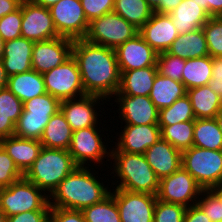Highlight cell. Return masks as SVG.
<instances>
[{
	"label": "cell",
	"mask_w": 222,
	"mask_h": 222,
	"mask_svg": "<svg viewBox=\"0 0 222 222\" xmlns=\"http://www.w3.org/2000/svg\"><path fill=\"white\" fill-rule=\"evenodd\" d=\"M22 177L23 174L16 167L13 159L0 144V189L10 186Z\"/></svg>",
	"instance_id": "b9f144b4"
},
{
	"label": "cell",
	"mask_w": 222,
	"mask_h": 222,
	"mask_svg": "<svg viewBox=\"0 0 222 222\" xmlns=\"http://www.w3.org/2000/svg\"><path fill=\"white\" fill-rule=\"evenodd\" d=\"M222 202V181L209 189Z\"/></svg>",
	"instance_id": "9f6ffc18"
},
{
	"label": "cell",
	"mask_w": 222,
	"mask_h": 222,
	"mask_svg": "<svg viewBox=\"0 0 222 222\" xmlns=\"http://www.w3.org/2000/svg\"><path fill=\"white\" fill-rule=\"evenodd\" d=\"M49 222H86L82 210L51 207Z\"/></svg>",
	"instance_id": "f6af8a7d"
},
{
	"label": "cell",
	"mask_w": 222,
	"mask_h": 222,
	"mask_svg": "<svg viewBox=\"0 0 222 222\" xmlns=\"http://www.w3.org/2000/svg\"><path fill=\"white\" fill-rule=\"evenodd\" d=\"M139 34V29L114 11L89 22L84 39L90 43L116 49Z\"/></svg>",
	"instance_id": "9c48e42d"
},
{
	"label": "cell",
	"mask_w": 222,
	"mask_h": 222,
	"mask_svg": "<svg viewBox=\"0 0 222 222\" xmlns=\"http://www.w3.org/2000/svg\"><path fill=\"white\" fill-rule=\"evenodd\" d=\"M184 222H212L210 218L197 206L187 207Z\"/></svg>",
	"instance_id": "681fc988"
},
{
	"label": "cell",
	"mask_w": 222,
	"mask_h": 222,
	"mask_svg": "<svg viewBox=\"0 0 222 222\" xmlns=\"http://www.w3.org/2000/svg\"><path fill=\"white\" fill-rule=\"evenodd\" d=\"M23 110V102L7 87L0 89V116L10 117L16 124Z\"/></svg>",
	"instance_id": "ab89813d"
},
{
	"label": "cell",
	"mask_w": 222,
	"mask_h": 222,
	"mask_svg": "<svg viewBox=\"0 0 222 222\" xmlns=\"http://www.w3.org/2000/svg\"><path fill=\"white\" fill-rule=\"evenodd\" d=\"M182 167L203 190H209L222 181V150L192 146L182 151Z\"/></svg>",
	"instance_id": "ba28073f"
},
{
	"label": "cell",
	"mask_w": 222,
	"mask_h": 222,
	"mask_svg": "<svg viewBox=\"0 0 222 222\" xmlns=\"http://www.w3.org/2000/svg\"><path fill=\"white\" fill-rule=\"evenodd\" d=\"M120 86L115 95L149 96L154 79L157 75V66L141 69L120 71Z\"/></svg>",
	"instance_id": "d4e9b609"
},
{
	"label": "cell",
	"mask_w": 222,
	"mask_h": 222,
	"mask_svg": "<svg viewBox=\"0 0 222 222\" xmlns=\"http://www.w3.org/2000/svg\"><path fill=\"white\" fill-rule=\"evenodd\" d=\"M15 123L10 119V117L0 116V140L13 136L15 132Z\"/></svg>",
	"instance_id": "f907efd6"
},
{
	"label": "cell",
	"mask_w": 222,
	"mask_h": 222,
	"mask_svg": "<svg viewBox=\"0 0 222 222\" xmlns=\"http://www.w3.org/2000/svg\"><path fill=\"white\" fill-rule=\"evenodd\" d=\"M202 190L196 180L181 167L159 180L156 197L160 201L180 204L187 208L196 205Z\"/></svg>",
	"instance_id": "7c38bea8"
},
{
	"label": "cell",
	"mask_w": 222,
	"mask_h": 222,
	"mask_svg": "<svg viewBox=\"0 0 222 222\" xmlns=\"http://www.w3.org/2000/svg\"><path fill=\"white\" fill-rule=\"evenodd\" d=\"M157 72L172 80L182 82V74L185 66V60L171 55L167 52L158 53Z\"/></svg>",
	"instance_id": "74e56055"
},
{
	"label": "cell",
	"mask_w": 222,
	"mask_h": 222,
	"mask_svg": "<svg viewBox=\"0 0 222 222\" xmlns=\"http://www.w3.org/2000/svg\"><path fill=\"white\" fill-rule=\"evenodd\" d=\"M100 176L101 173L99 175V171L92 166H78L59 183L49 196V205L57 208L83 210L103 201L111 193L109 184L111 181L107 182L108 177H104V179ZM106 182L107 185L104 184ZM109 185L110 187H108Z\"/></svg>",
	"instance_id": "7a4b0ae2"
},
{
	"label": "cell",
	"mask_w": 222,
	"mask_h": 222,
	"mask_svg": "<svg viewBox=\"0 0 222 222\" xmlns=\"http://www.w3.org/2000/svg\"><path fill=\"white\" fill-rule=\"evenodd\" d=\"M213 81L222 80V57L213 58L212 78Z\"/></svg>",
	"instance_id": "f5cc1de1"
},
{
	"label": "cell",
	"mask_w": 222,
	"mask_h": 222,
	"mask_svg": "<svg viewBox=\"0 0 222 222\" xmlns=\"http://www.w3.org/2000/svg\"><path fill=\"white\" fill-rule=\"evenodd\" d=\"M120 71L156 66L158 53L140 34L115 49Z\"/></svg>",
	"instance_id": "d6986e66"
},
{
	"label": "cell",
	"mask_w": 222,
	"mask_h": 222,
	"mask_svg": "<svg viewBox=\"0 0 222 222\" xmlns=\"http://www.w3.org/2000/svg\"><path fill=\"white\" fill-rule=\"evenodd\" d=\"M201 6L211 17L222 16V0H194Z\"/></svg>",
	"instance_id": "c3c4849f"
},
{
	"label": "cell",
	"mask_w": 222,
	"mask_h": 222,
	"mask_svg": "<svg viewBox=\"0 0 222 222\" xmlns=\"http://www.w3.org/2000/svg\"><path fill=\"white\" fill-rule=\"evenodd\" d=\"M169 15L179 35L202 28L211 17L194 0H182Z\"/></svg>",
	"instance_id": "cb8c5ba5"
},
{
	"label": "cell",
	"mask_w": 222,
	"mask_h": 222,
	"mask_svg": "<svg viewBox=\"0 0 222 222\" xmlns=\"http://www.w3.org/2000/svg\"><path fill=\"white\" fill-rule=\"evenodd\" d=\"M0 144L23 175L32 166L42 148L38 140L24 139L15 135L1 139Z\"/></svg>",
	"instance_id": "603a6c76"
},
{
	"label": "cell",
	"mask_w": 222,
	"mask_h": 222,
	"mask_svg": "<svg viewBox=\"0 0 222 222\" xmlns=\"http://www.w3.org/2000/svg\"><path fill=\"white\" fill-rule=\"evenodd\" d=\"M7 88L23 103L47 93L43 75L35 70L9 76Z\"/></svg>",
	"instance_id": "484cf974"
},
{
	"label": "cell",
	"mask_w": 222,
	"mask_h": 222,
	"mask_svg": "<svg viewBox=\"0 0 222 222\" xmlns=\"http://www.w3.org/2000/svg\"><path fill=\"white\" fill-rule=\"evenodd\" d=\"M144 155L159 180L182 167V152L162 138L149 147Z\"/></svg>",
	"instance_id": "44dd1931"
},
{
	"label": "cell",
	"mask_w": 222,
	"mask_h": 222,
	"mask_svg": "<svg viewBox=\"0 0 222 222\" xmlns=\"http://www.w3.org/2000/svg\"><path fill=\"white\" fill-rule=\"evenodd\" d=\"M73 40L55 37L33 44L32 70L43 74L63 64L72 56Z\"/></svg>",
	"instance_id": "ac0fdd59"
},
{
	"label": "cell",
	"mask_w": 222,
	"mask_h": 222,
	"mask_svg": "<svg viewBox=\"0 0 222 222\" xmlns=\"http://www.w3.org/2000/svg\"><path fill=\"white\" fill-rule=\"evenodd\" d=\"M31 1L36 5L43 6L45 8H50L60 0H31Z\"/></svg>",
	"instance_id": "6f0895ef"
},
{
	"label": "cell",
	"mask_w": 222,
	"mask_h": 222,
	"mask_svg": "<svg viewBox=\"0 0 222 222\" xmlns=\"http://www.w3.org/2000/svg\"><path fill=\"white\" fill-rule=\"evenodd\" d=\"M115 99V100H114ZM113 102V103H110ZM115 103V107H119L116 112L120 119V124L131 125H147L158 124L159 110L153 104L149 96H129V95H114L113 99L109 100L110 105Z\"/></svg>",
	"instance_id": "2e32d148"
},
{
	"label": "cell",
	"mask_w": 222,
	"mask_h": 222,
	"mask_svg": "<svg viewBox=\"0 0 222 222\" xmlns=\"http://www.w3.org/2000/svg\"><path fill=\"white\" fill-rule=\"evenodd\" d=\"M73 130L66 121L64 114L59 110L50 117L45 126L40 143L42 147L50 149H69Z\"/></svg>",
	"instance_id": "4316f807"
},
{
	"label": "cell",
	"mask_w": 222,
	"mask_h": 222,
	"mask_svg": "<svg viewBox=\"0 0 222 222\" xmlns=\"http://www.w3.org/2000/svg\"><path fill=\"white\" fill-rule=\"evenodd\" d=\"M208 86L212 91L220 95V99L222 102V80L221 81H213L212 79L208 83Z\"/></svg>",
	"instance_id": "11a10c76"
},
{
	"label": "cell",
	"mask_w": 222,
	"mask_h": 222,
	"mask_svg": "<svg viewBox=\"0 0 222 222\" xmlns=\"http://www.w3.org/2000/svg\"><path fill=\"white\" fill-rule=\"evenodd\" d=\"M8 75L0 59V89L7 87Z\"/></svg>",
	"instance_id": "db71d44e"
},
{
	"label": "cell",
	"mask_w": 222,
	"mask_h": 222,
	"mask_svg": "<svg viewBox=\"0 0 222 222\" xmlns=\"http://www.w3.org/2000/svg\"><path fill=\"white\" fill-rule=\"evenodd\" d=\"M33 44L22 36L4 43L1 60L8 76L32 70Z\"/></svg>",
	"instance_id": "7402d4cb"
},
{
	"label": "cell",
	"mask_w": 222,
	"mask_h": 222,
	"mask_svg": "<svg viewBox=\"0 0 222 222\" xmlns=\"http://www.w3.org/2000/svg\"><path fill=\"white\" fill-rule=\"evenodd\" d=\"M98 126L100 125H95L88 128H82L80 130L73 132L68 152L71 154L74 162L78 166L91 167L92 165L96 169H99L98 167H100L102 164H103L102 166L104 167L107 164L108 165L107 167H109L107 161L110 163L109 158L111 156L112 140L111 138L109 139L107 138L106 142V136L103 133L105 131L108 132L109 130L110 133L112 130L109 128V125H107L106 128L105 127L106 124L100 127ZM102 131L103 133H101ZM102 137H104V139H102ZM108 143H110V147ZM104 159H107L106 163Z\"/></svg>",
	"instance_id": "5b68a950"
},
{
	"label": "cell",
	"mask_w": 222,
	"mask_h": 222,
	"mask_svg": "<svg viewBox=\"0 0 222 222\" xmlns=\"http://www.w3.org/2000/svg\"><path fill=\"white\" fill-rule=\"evenodd\" d=\"M50 210H33L6 217V222H49Z\"/></svg>",
	"instance_id": "bcb514c9"
},
{
	"label": "cell",
	"mask_w": 222,
	"mask_h": 222,
	"mask_svg": "<svg viewBox=\"0 0 222 222\" xmlns=\"http://www.w3.org/2000/svg\"><path fill=\"white\" fill-rule=\"evenodd\" d=\"M195 119L190 99L185 95L177 99L170 107L159 110L158 125H173Z\"/></svg>",
	"instance_id": "e575fe53"
},
{
	"label": "cell",
	"mask_w": 222,
	"mask_h": 222,
	"mask_svg": "<svg viewBox=\"0 0 222 222\" xmlns=\"http://www.w3.org/2000/svg\"><path fill=\"white\" fill-rule=\"evenodd\" d=\"M196 205L212 222H222V202L210 190H202Z\"/></svg>",
	"instance_id": "7bdbcfd3"
},
{
	"label": "cell",
	"mask_w": 222,
	"mask_h": 222,
	"mask_svg": "<svg viewBox=\"0 0 222 222\" xmlns=\"http://www.w3.org/2000/svg\"><path fill=\"white\" fill-rule=\"evenodd\" d=\"M193 146L208 150H222V133L215 118L194 120Z\"/></svg>",
	"instance_id": "1f68e13d"
},
{
	"label": "cell",
	"mask_w": 222,
	"mask_h": 222,
	"mask_svg": "<svg viewBox=\"0 0 222 222\" xmlns=\"http://www.w3.org/2000/svg\"><path fill=\"white\" fill-rule=\"evenodd\" d=\"M121 130L111 134L112 142L111 150H119L121 152L131 154H144L145 151L155 144L161 138V128L158 124L147 125H120ZM123 128V129H122ZM121 131V132H120ZM117 142H114L113 140Z\"/></svg>",
	"instance_id": "9a60e30c"
},
{
	"label": "cell",
	"mask_w": 222,
	"mask_h": 222,
	"mask_svg": "<svg viewBox=\"0 0 222 222\" xmlns=\"http://www.w3.org/2000/svg\"><path fill=\"white\" fill-rule=\"evenodd\" d=\"M182 0H146L154 12L169 14Z\"/></svg>",
	"instance_id": "7dc6e473"
},
{
	"label": "cell",
	"mask_w": 222,
	"mask_h": 222,
	"mask_svg": "<svg viewBox=\"0 0 222 222\" xmlns=\"http://www.w3.org/2000/svg\"><path fill=\"white\" fill-rule=\"evenodd\" d=\"M104 102L109 105L104 97L86 94L79 98L61 101L60 110L74 132L82 128L103 125L104 123L101 122L102 120L106 123V120L104 121V118L102 117V114L108 115V113L105 114V112H103L105 110ZM101 105L104 106L101 107ZM99 116L102 120H99Z\"/></svg>",
	"instance_id": "8fae6325"
},
{
	"label": "cell",
	"mask_w": 222,
	"mask_h": 222,
	"mask_svg": "<svg viewBox=\"0 0 222 222\" xmlns=\"http://www.w3.org/2000/svg\"><path fill=\"white\" fill-rule=\"evenodd\" d=\"M0 222H6V216L1 209H0Z\"/></svg>",
	"instance_id": "94428289"
},
{
	"label": "cell",
	"mask_w": 222,
	"mask_h": 222,
	"mask_svg": "<svg viewBox=\"0 0 222 222\" xmlns=\"http://www.w3.org/2000/svg\"><path fill=\"white\" fill-rule=\"evenodd\" d=\"M202 29L209 56L212 58L222 57V16L210 17Z\"/></svg>",
	"instance_id": "8d00e7d4"
},
{
	"label": "cell",
	"mask_w": 222,
	"mask_h": 222,
	"mask_svg": "<svg viewBox=\"0 0 222 222\" xmlns=\"http://www.w3.org/2000/svg\"><path fill=\"white\" fill-rule=\"evenodd\" d=\"M49 11L59 37L84 39L89 21L80 0H60Z\"/></svg>",
	"instance_id": "4fadbf2b"
},
{
	"label": "cell",
	"mask_w": 222,
	"mask_h": 222,
	"mask_svg": "<svg viewBox=\"0 0 222 222\" xmlns=\"http://www.w3.org/2000/svg\"><path fill=\"white\" fill-rule=\"evenodd\" d=\"M22 11L20 7L12 13L0 18V36L4 41L21 37Z\"/></svg>",
	"instance_id": "60d3db41"
},
{
	"label": "cell",
	"mask_w": 222,
	"mask_h": 222,
	"mask_svg": "<svg viewBox=\"0 0 222 222\" xmlns=\"http://www.w3.org/2000/svg\"><path fill=\"white\" fill-rule=\"evenodd\" d=\"M218 125H219V128H220V131L222 133V109L219 111V113L216 115L215 117Z\"/></svg>",
	"instance_id": "680465c9"
},
{
	"label": "cell",
	"mask_w": 222,
	"mask_h": 222,
	"mask_svg": "<svg viewBox=\"0 0 222 222\" xmlns=\"http://www.w3.org/2000/svg\"><path fill=\"white\" fill-rule=\"evenodd\" d=\"M167 53L184 60L208 56L209 52L203 29L178 35Z\"/></svg>",
	"instance_id": "83f0119b"
},
{
	"label": "cell",
	"mask_w": 222,
	"mask_h": 222,
	"mask_svg": "<svg viewBox=\"0 0 222 222\" xmlns=\"http://www.w3.org/2000/svg\"><path fill=\"white\" fill-rule=\"evenodd\" d=\"M85 16L90 22L112 12L115 0H80Z\"/></svg>",
	"instance_id": "ee69618b"
},
{
	"label": "cell",
	"mask_w": 222,
	"mask_h": 222,
	"mask_svg": "<svg viewBox=\"0 0 222 222\" xmlns=\"http://www.w3.org/2000/svg\"><path fill=\"white\" fill-rule=\"evenodd\" d=\"M113 11L140 29L153 15L146 0H115Z\"/></svg>",
	"instance_id": "d6a6232c"
},
{
	"label": "cell",
	"mask_w": 222,
	"mask_h": 222,
	"mask_svg": "<svg viewBox=\"0 0 222 222\" xmlns=\"http://www.w3.org/2000/svg\"><path fill=\"white\" fill-rule=\"evenodd\" d=\"M186 207L156 200L153 222H184Z\"/></svg>",
	"instance_id": "f35d334b"
},
{
	"label": "cell",
	"mask_w": 222,
	"mask_h": 222,
	"mask_svg": "<svg viewBox=\"0 0 222 222\" xmlns=\"http://www.w3.org/2000/svg\"><path fill=\"white\" fill-rule=\"evenodd\" d=\"M139 34L157 53L167 52L179 35L170 15L158 12L139 29Z\"/></svg>",
	"instance_id": "ffe728a7"
},
{
	"label": "cell",
	"mask_w": 222,
	"mask_h": 222,
	"mask_svg": "<svg viewBox=\"0 0 222 222\" xmlns=\"http://www.w3.org/2000/svg\"><path fill=\"white\" fill-rule=\"evenodd\" d=\"M159 127L161 138L181 152L193 146L194 120Z\"/></svg>",
	"instance_id": "836d02e7"
},
{
	"label": "cell",
	"mask_w": 222,
	"mask_h": 222,
	"mask_svg": "<svg viewBox=\"0 0 222 222\" xmlns=\"http://www.w3.org/2000/svg\"><path fill=\"white\" fill-rule=\"evenodd\" d=\"M82 85L87 95L104 97L108 102L118 92L121 73L115 49L79 39L73 41Z\"/></svg>",
	"instance_id": "6da1fadb"
},
{
	"label": "cell",
	"mask_w": 222,
	"mask_h": 222,
	"mask_svg": "<svg viewBox=\"0 0 222 222\" xmlns=\"http://www.w3.org/2000/svg\"><path fill=\"white\" fill-rule=\"evenodd\" d=\"M21 2L22 0H0V18L17 10Z\"/></svg>",
	"instance_id": "816d5d0a"
},
{
	"label": "cell",
	"mask_w": 222,
	"mask_h": 222,
	"mask_svg": "<svg viewBox=\"0 0 222 222\" xmlns=\"http://www.w3.org/2000/svg\"><path fill=\"white\" fill-rule=\"evenodd\" d=\"M46 92L60 101L82 97L85 94L80 71L73 56L63 64L42 74Z\"/></svg>",
	"instance_id": "30bf717a"
},
{
	"label": "cell",
	"mask_w": 222,
	"mask_h": 222,
	"mask_svg": "<svg viewBox=\"0 0 222 222\" xmlns=\"http://www.w3.org/2000/svg\"><path fill=\"white\" fill-rule=\"evenodd\" d=\"M0 209L6 217L33 210H50L49 196L24 176L0 189Z\"/></svg>",
	"instance_id": "52a82bcc"
},
{
	"label": "cell",
	"mask_w": 222,
	"mask_h": 222,
	"mask_svg": "<svg viewBox=\"0 0 222 222\" xmlns=\"http://www.w3.org/2000/svg\"><path fill=\"white\" fill-rule=\"evenodd\" d=\"M86 222H121L114 196L110 193L103 201L82 210Z\"/></svg>",
	"instance_id": "d590c367"
},
{
	"label": "cell",
	"mask_w": 222,
	"mask_h": 222,
	"mask_svg": "<svg viewBox=\"0 0 222 222\" xmlns=\"http://www.w3.org/2000/svg\"><path fill=\"white\" fill-rule=\"evenodd\" d=\"M121 222H153L157 197L150 193L111 188Z\"/></svg>",
	"instance_id": "5bb4252c"
},
{
	"label": "cell",
	"mask_w": 222,
	"mask_h": 222,
	"mask_svg": "<svg viewBox=\"0 0 222 222\" xmlns=\"http://www.w3.org/2000/svg\"><path fill=\"white\" fill-rule=\"evenodd\" d=\"M187 89L182 82L157 73L149 98L158 110L170 107L177 99L184 97Z\"/></svg>",
	"instance_id": "f1b7e54d"
},
{
	"label": "cell",
	"mask_w": 222,
	"mask_h": 222,
	"mask_svg": "<svg viewBox=\"0 0 222 222\" xmlns=\"http://www.w3.org/2000/svg\"><path fill=\"white\" fill-rule=\"evenodd\" d=\"M77 167L68 150L42 147L23 176L50 196L59 183Z\"/></svg>",
	"instance_id": "277c9868"
},
{
	"label": "cell",
	"mask_w": 222,
	"mask_h": 222,
	"mask_svg": "<svg viewBox=\"0 0 222 222\" xmlns=\"http://www.w3.org/2000/svg\"><path fill=\"white\" fill-rule=\"evenodd\" d=\"M110 167L107 172L111 177V187L132 192L156 195L159 179L144 154H131L119 150H111ZM119 179V180H118ZM117 181V182H116ZM113 185V186H112ZM115 185V186H114Z\"/></svg>",
	"instance_id": "3957f363"
},
{
	"label": "cell",
	"mask_w": 222,
	"mask_h": 222,
	"mask_svg": "<svg viewBox=\"0 0 222 222\" xmlns=\"http://www.w3.org/2000/svg\"><path fill=\"white\" fill-rule=\"evenodd\" d=\"M21 36L34 42L59 37L49 8L36 5L31 0H22Z\"/></svg>",
	"instance_id": "e0dca14e"
},
{
	"label": "cell",
	"mask_w": 222,
	"mask_h": 222,
	"mask_svg": "<svg viewBox=\"0 0 222 222\" xmlns=\"http://www.w3.org/2000/svg\"><path fill=\"white\" fill-rule=\"evenodd\" d=\"M182 83L186 89L208 85L212 78L213 58L208 56L185 60Z\"/></svg>",
	"instance_id": "4dcf8cb0"
},
{
	"label": "cell",
	"mask_w": 222,
	"mask_h": 222,
	"mask_svg": "<svg viewBox=\"0 0 222 222\" xmlns=\"http://www.w3.org/2000/svg\"><path fill=\"white\" fill-rule=\"evenodd\" d=\"M4 39L0 36V59L3 57L4 52Z\"/></svg>",
	"instance_id": "91938a15"
},
{
	"label": "cell",
	"mask_w": 222,
	"mask_h": 222,
	"mask_svg": "<svg viewBox=\"0 0 222 222\" xmlns=\"http://www.w3.org/2000/svg\"><path fill=\"white\" fill-rule=\"evenodd\" d=\"M186 95L190 99L196 119L215 118L222 109L220 95L208 85L187 89Z\"/></svg>",
	"instance_id": "f546056e"
},
{
	"label": "cell",
	"mask_w": 222,
	"mask_h": 222,
	"mask_svg": "<svg viewBox=\"0 0 222 222\" xmlns=\"http://www.w3.org/2000/svg\"><path fill=\"white\" fill-rule=\"evenodd\" d=\"M61 101L49 93L23 103L22 113L15 125L14 135L40 141L50 117L60 110Z\"/></svg>",
	"instance_id": "8992f818"
}]
</instances>
